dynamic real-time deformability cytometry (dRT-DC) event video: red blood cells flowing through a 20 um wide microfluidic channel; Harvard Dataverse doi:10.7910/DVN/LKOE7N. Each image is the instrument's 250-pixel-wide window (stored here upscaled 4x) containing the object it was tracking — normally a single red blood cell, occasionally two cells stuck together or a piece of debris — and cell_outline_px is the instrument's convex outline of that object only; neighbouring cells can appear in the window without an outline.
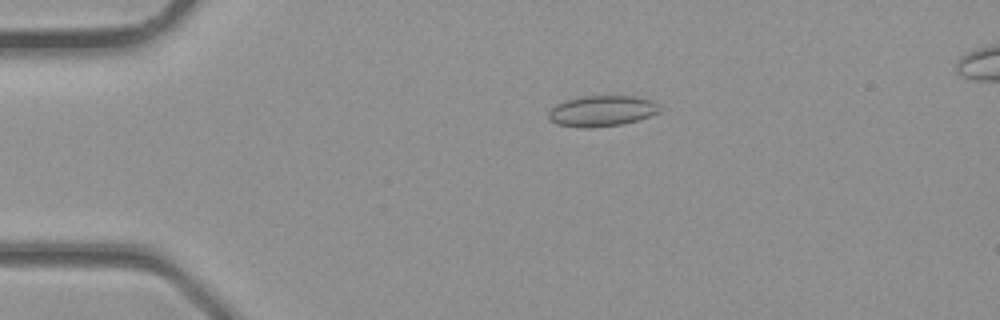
{"species": "common noctule bat (a hibernating species)", "species_latin": "Nyctalus noctula", "temperature_condition": "room temperature", "stored_images_in_passage": 32, "segment_of_instrument_passage": [1, 2], "camera_frame_rate_fps": 3000, "um_per_image_px": 0.085, "animal": {"sex": "male", "body_mass_g": 23.1, "forearm_length_mm": 52.7}, "frame": {"image": 1, "passage_image": 3, "time_ms": 0.667, "image_size_px": [1000, 320], "cell_outline_px": [[660, 112], [636, 120], [620, 124], [592, 128], [584, 128], [556, 124], [548, 120], [548, 112], [556, 104], [568, 100], [584, 96], [636, 96], [652, 100], [660, 104]], "centroid_in_image_um": [51.16, 9.43], "position_along_channel_um": 33.8, "area_um2": 19.94}}
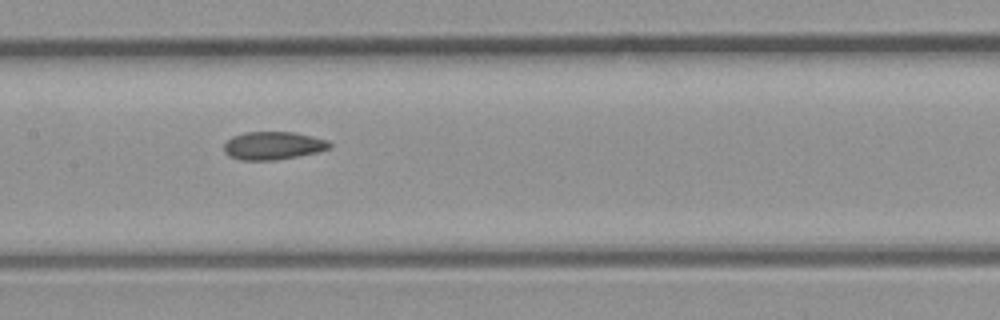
{"frame": {"image": 2, "passage_image": 13, "time_ms": 4.0, "image_size_px": [1000, 320], "cell_outline_px": [[332, 148], [320, 152], [276, 160], [240, 160], [228, 156], [224, 152], [224, 144], [232, 136], [244, 132], [296, 132], [328, 140], [332, 144]], "centroid_in_image_um": [23.24, 12.38], "position_along_channel_um": 184.2, "area_um2": 17.51}}
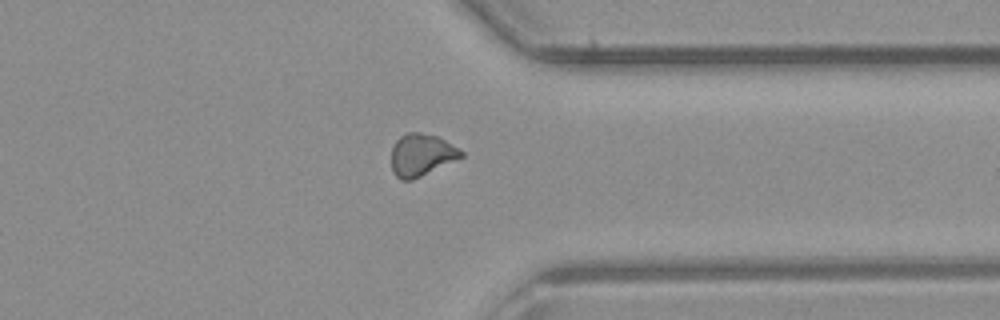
{"frame": {"image": 3, "passage_image": 23, "time_ms": 7.333, "image_size_px": [1000, 320], "cell_outline_px": [[464, 156], [412, 180], [400, 180], [392, 172], [392, 148], [396, 140], [400, 136], [408, 132], [420, 132], [436, 136], [444, 140], [464, 152]], "centroid_in_image_um": [35.8, 13.17], "position_along_channel_um": 375.6, "area_um2": 16.99}}